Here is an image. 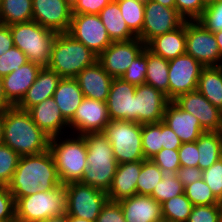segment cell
<instances>
[{
	"instance_id": "6da1fadb",
	"label": "cell",
	"mask_w": 222,
	"mask_h": 222,
	"mask_svg": "<svg viewBox=\"0 0 222 222\" xmlns=\"http://www.w3.org/2000/svg\"><path fill=\"white\" fill-rule=\"evenodd\" d=\"M62 185L50 150L20 156L11 182L7 185L14 198L51 191Z\"/></svg>"
},
{
	"instance_id": "7a4b0ae2",
	"label": "cell",
	"mask_w": 222,
	"mask_h": 222,
	"mask_svg": "<svg viewBox=\"0 0 222 222\" xmlns=\"http://www.w3.org/2000/svg\"><path fill=\"white\" fill-rule=\"evenodd\" d=\"M49 141L50 137L33 122L28 111L16 106L3 111V144L20 156L45 152Z\"/></svg>"
},
{
	"instance_id": "3957f363",
	"label": "cell",
	"mask_w": 222,
	"mask_h": 222,
	"mask_svg": "<svg viewBox=\"0 0 222 222\" xmlns=\"http://www.w3.org/2000/svg\"><path fill=\"white\" fill-rule=\"evenodd\" d=\"M87 169L80 183L108 192L117 168L112 146L103 132L84 134Z\"/></svg>"
},
{
	"instance_id": "277c9868",
	"label": "cell",
	"mask_w": 222,
	"mask_h": 222,
	"mask_svg": "<svg viewBox=\"0 0 222 222\" xmlns=\"http://www.w3.org/2000/svg\"><path fill=\"white\" fill-rule=\"evenodd\" d=\"M67 135L56 136L49 141V150L63 185L80 182L88 167L85 138L73 133Z\"/></svg>"
},
{
	"instance_id": "5b68a950",
	"label": "cell",
	"mask_w": 222,
	"mask_h": 222,
	"mask_svg": "<svg viewBox=\"0 0 222 222\" xmlns=\"http://www.w3.org/2000/svg\"><path fill=\"white\" fill-rule=\"evenodd\" d=\"M98 56L68 33H58L52 44L48 68L62 78H75L83 69L93 65Z\"/></svg>"
},
{
	"instance_id": "8992f818",
	"label": "cell",
	"mask_w": 222,
	"mask_h": 222,
	"mask_svg": "<svg viewBox=\"0 0 222 222\" xmlns=\"http://www.w3.org/2000/svg\"><path fill=\"white\" fill-rule=\"evenodd\" d=\"M14 46L19 48L28 61L47 67L57 32L45 28L35 21L9 25Z\"/></svg>"
},
{
	"instance_id": "52a82bcc",
	"label": "cell",
	"mask_w": 222,
	"mask_h": 222,
	"mask_svg": "<svg viewBox=\"0 0 222 222\" xmlns=\"http://www.w3.org/2000/svg\"><path fill=\"white\" fill-rule=\"evenodd\" d=\"M14 200L16 222H39L66 213L67 189L62 184L51 191L37 192Z\"/></svg>"
},
{
	"instance_id": "ba28073f",
	"label": "cell",
	"mask_w": 222,
	"mask_h": 222,
	"mask_svg": "<svg viewBox=\"0 0 222 222\" xmlns=\"http://www.w3.org/2000/svg\"><path fill=\"white\" fill-rule=\"evenodd\" d=\"M103 134L110 142L118 164L146 160L142 149V125L126 120H111Z\"/></svg>"
},
{
	"instance_id": "9c48e42d",
	"label": "cell",
	"mask_w": 222,
	"mask_h": 222,
	"mask_svg": "<svg viewBox=\"0 0 222 222\" xmlns=\"http://www.w3.org/2000/svg\"><path fill=\"white\" fill-rule=\"evenodd\" d=\"M65 186L67 215L96 222L103 206L109 200L107 192L80 182H71Z\"/></svg>"
},
{
	"instance_id": "30bf717a",
	"label": "cell",
	"mask_w": 222,
	"mask_h": 222,
	"mask_svg": "<svg viewBox=\"0 0 222 222\" xmlns=\"http://www.w3.org/2000/svg\"><path fill=\"white\" fill-rule=\"evenodd\" d=\"M186 53L204 67L221 66V55L214 33L197 20L186 21Z\"/></svg>"
},
{
	"instance_id": "8fae6325",
	"label": "cell",
	"mask_w": 222,
	"mask_h": 222,
	"mask_svg": "<svg viewBox=\"0 0 222 222\" xmlns=\"http://www.w3.org/2000/svg\"><path fill=\"white\" fill-rule=\"evenodd\" d=\"M68 34L97 56L113 42L98 14H72Z\"/></svg>"
},
{
	"instance_id": "7c38bea8",
	"label": "cell",
	"mask_w": 222,
	"mask_h": 222,
	"mask_svg": "<svg viewBox=\"0 0 222 222\" xmlns=\"http://www.w3.org/2000/svg\"><path fill=\"white\" fill-rule=\"evenodd\" d=\"M186 20L176 8H169L160 3L146 0L142 32L137 36L145 45L154 37L173 31Z\"/></svg>"
},
{
	"instance_id": "4fadbf2b",
	"label": "cell",
	"mask_w": 222,
	"mask_h": 222,
	"mask_svg": "<svg viewBox=\"0 0 222 222\" xmlns=\"http://www.w3.org/2000/svg\"><path fill=\"white\" fill-rule=\"evenodd\" d=\"M203 68L200 62L187 53L169 60V100L173 101L181 94L197 90Z\"/></svg>"
},
{
	"instance_id": "5bb4252c",
	"label": "cell",
	"mask_w": 222,
	"mask_h": 222,
	"mask_svg": "<svg viewBox=\"0 0 222 222\" xmlns=\"http://www.w3.org/2000/svg\"><path fill=\"white\" fill-rule=\"evenodd\" d=\"M146 45L137 37L127 41L112 42L97 61L112 78H120Z\"/></svg>"
},
{
	"instance_id": "9a60e30c",
	"label": "cell",
	"mask_w": 222,
	"mask_h": 222,
	"mask_svg": "<svg viewBox=\"0 0 222 222\" xmlns=\"http://www.w3.org/2000/svg\"><path fill=\"white\" fill-rule=\"evenodd\" d=\"M110 121L106 102L84 98L68 122L69 133L84 135L103 132Z\"/></svg>"
},
{
	"instance_id": "2e32d148",
	"label": "cell",
	"mask_w": 222,
	"mask_h": 222,
	"mask_svg": "<svg viewBox=\"0 0 222 222\" xmlns=\"http://www.w3.org/2000/svg\"><path fill=\"white\" fill-rule=\"evenodd\" d=\"M32 21L57 33H68L72 7L65 0H32Z\"/></svg>"
},
{
	"instance_id": "e0dca14e",
	"label": "cell",
	"mask_w": 222,
	"mask_h": 222,
	"mask_svg": "<svg viewBox=\"0 0 222 222\" xmlns=\"http://www.w3.org/2000/svg\"><path fill=\"white\" fill-rule=\"evenodd\" d=\"M169 102L166 94L153 86H136L135 122L143 125L163 121L164 111Z\"/></svg>"
},
{
	"instance_id": "ac0fdd59",
	"label": "cell",
	"mask_w": 222,
	"mask_h": 222,
	"mask_svg": "<svg viewBox=\"0 0 222 222\" xmlns=\"http://www.w3.org/2000/svg\"><path fill=\"white\" fill-rule=\"evenodd\" d=\"M181 109L193 114L204 131L222 132V111L214 107L198 90L173 100Z\"/></svg>"
},
{
	"instance_id": "d6986e66",
	"label": "cell",
	"mask_w": 222,
	"mask_h": 222,
	"mask_svg": "<svg viewBox=\"0 0 222 222\" xmlns=\"http://www.w3.org/2000/svg\"><path fill=\"white\" fill-rule=\"evenodd\" d=\"M135 92V85L113 78L106 101L110 120L135 122Z\"/></svg>"
},
{
	"instance_id": "ffe728a7",
	"label": "cell",
	"mask_w": 222,
	"mask_h": 222,
	"mask_svg": "<svg viewBox=\"0 0 222 222\" xmlns=\"http://www.w3.org/2000/svg\"><path fill=\"white\" fill-rule=\"evenodd\" d=\"M28 112L33 122L50 138L69 133V123L62 116L53 97L34 105Z\"/></svg>"
},
{
	"instance_id": "44dd1931",
	"label": "cell",
	"mask_w": 222,
	"mask_h": 222,
	"mask_svg": "<svg viewBox=\"0 0 222 222\" xmlns=\"http://www.w3.org/2000/svg\"><path fill=\"white\" fill-rule=\"evenodd\" d=\"M163 122L177 134L182 143L194 142L205 132L199 120L193 114L181 109L174 101L167 104Z\"/></svg>"
},
{
	"instance_id": "7402d4cb",
	"label": "cell",
	"mask_w": 222,
	"mask_h": 222,
	"mask_svg": "<svg viewBox=\"0 0 222 222\" xmlns=\"http://www.w3.org/2000/svg\"><path fill=\"white\" fill-rule=\"evenodd\" d=\"M75 79L85 98L107 101L113 78L98 61L83 69Z\"/></svg>"
},
{
	"instance_id": "603a6c76",
	"label": "cell",
	"mask_w": 222,
	"mask_h": 222,
	"mask_svg": "<svg viewBox=\"0 0 222 222\" xmlns=\"http://www.w3.org/2000/svg\"><path fill=\"white\" fill-rule=\"evenodd\" d=\"M119 203L126 222L163 221L161 204L151 196L136 194Z\"/></svg>"
},
{
	"instance_id": "cb8c5ba5",
	"label": "cell",
	"mask_w": 222,
	"mask_h": 222,
	"mask_svg": "<svg viewBox=\"0 0 222 222\" xmlns=\"http://www.w3.org/2000/svg\"><path fill=\"white\" fill-rule=\"evenodd\" d=\"M41 68L42 66L29 61L2 77L5 95L14 106L22 100L37 78Z\"/></svg>"
},
{
	"instance_id": "d4e9b609",
	"label": "cell",
	"mask_w": 222,
	"mask_h": 222,
	"mask_svg": "<svg viewBox=\"0 0 222 222\" xmlns=\"http://www.w3.org/2000/svg\"><path fill=\"white\" fill-rule=\"evenodd\" d=\"M61 79L62 77L54 70L42 67L34 83L16 107L28 111L34 105L53 97Z\"/></svg>"
},
{
	"instance_id": "484cf974",
	"label": "cell",
	"mask_w": 222,
	"mask_h": 222,
	"mask_svg": "<svg viewBox=\"0 0 222 222\" xmlns=\"http://www.w3.org/2000/svg\"><path fill=\"white\" fill-rule=\"evenodd\" d=\"M142 160L117 165L112 185L107 192L110 201L119 202L137 194L136 183Z\"/></svg>"
},
{
	"instance_id": "4316f807",
	"label": "cell",
	"mask_w": 222,
	"mask_h": 222,
	"mask_svg": "<svg viewBox=\"0 0 222 222\" xmlns=\"http://www.w3.org/2000/svg\"><path fill=\"white\" fill-rule=\"evenodd\" d=\"M186 21L173 31L151 39L146 48L153 54L171 60L186 53Z\"/></svg>"
},
{
	"instance_id": "83f0119b",
	"label": "cell",
	"mask_w": 222,
	"mask_h": 222,
	"mask_svg": "<svg viewBox=\"0 0 222 222\" xmlns=\"http://www.w3.org/2000/svg\"><path fill=\"white\" fill-rule=\"evenodd\" d=\"M53 98L62 116L69 122L85 97L75 78H62L53 94Z\"/></svg>"
},
{
	"instance_id": "f1b7e54d",
	"label": "cell",
	"mask_w": 222,
	"mask_h": 222,
	"mask_svg": "<svg viewBox=\"0 0 222 222\" xmlns=\"http://www.w3.org/2000/svg\"><path fill=\"white\" fill-rule=\"evenodd\" d=\"M98 16L113 42L127 41L137 38L124 21L119 5L115 0L107 4L100 11Z\"/></svg>"
},
{
	"instance_id": "f546056e",
	"label": "cell",
	"mask_w": 222,
	"mask_h": 222,
	"mask_svg": "<svg viewBox=\"0 0 222 222\" xmlns=\"http://www.w3.org/2000/svg\"><path fill=\"white\" fill-rule=\"evenodd\" d=\"M197 90L222 111V66H208L201 71Z\"/></svg>"
},
{
	"instance_id": "4dcf8cb0",
	"label": "cell",
	"mask_w": 222,
	"mask_h": 222,
	"mask_svg": "<svg viewBox=\"0 0 222 222\" xmlns=\"http://www.w3.org/2000/svg\"><path fill=\"white\" fill-rule=\"evenodd\" d=\"M198 167L203 171L222 158V132L205 131L196 140Z\"/></svg>"
},
{
	"instance_id": "1f68e13d",
	"label": "cell",
	"mask_w": 222,
	"mask_h": 222,
	"mask_svg": "<svg viewBox=\"0 0 222 222\" xmlns=\"http://www.w3.org/2000/svg\"><path fill=\"white\" fill-rule=\"evenodd\" d=\"M169 60L153 54L147 49V72L145 84L162 91L169 99Z\"/></svg>"
},
{
	"instance_id": "d6a6232c",
	"label": "cell",
	"mask_w": 222,
	"mask_h": 222,
	"mask_svg": "<svg viewBox=\"0 0 222 222\" xmlns=\"http://www.w3.org/2000/svg\"><path fill=\"white\" fill-rule=\"evenodd\" d=\"M32 0H2L0 3V23L12 25L32 21Z\"/></svg>"
},
{
	"instance_id": "836d02e7",
	"label": "cell",
	"mask_w": 222,
	"mask_h": 222,
	"mask_svg": "<svg viewBox=\"0 0 222 222\" xmlns=\"http://www.w3.org/2000/svg\"><path fill=\"white\" fill-rule=\"evenodd\" d=\"M193 206L185 193L172 197L161 204L163 221L187 222Z\"/></svg>"
},
{
	"instance_id": "e575fe53",
	"label": "cell",
	"mask_w": 222,
	"mask_h": 222,
	"mask_svg": "<svg viewBox=\"0 0 222 222\" xmlns=\"http://www.w3.org/2000/svg\"><path fill=\"white\" fill-rule=\"evenodd\" d=\"M164 175L165 173L151 159L142 160L141 171L136 183L137 194L150 196Z\"/></svg>"
},
{
	"instance_id": "d590c367",
	"label": "cell",
	"mask_w": 222,
	"mask_h": 222,
	"mask_svg": "<svg viewBox=\"0 0 222 222\" xmlns=\"http://www.w3.org/2000/svg\"><path fill=\"white\" fill-rule=\"evenodd\" d=\"M129 29L138 36L144 24L145 1L115 0Z\"/></svg>"
},
{
	"instance_id": "8d00e7d4",
	"label": "cell",
	"mask_w": 222,
	"mask_h": 222,
	"mask_svg": "<svg viewBox=\"0 0 222 222\" xmlns=\"http://www.w3.org/2000/svg\"><path fill=\"white\" fill-rule=\"evenodd\" d=\"M142 149L145 159H151L163 149L162 121L142 125Z\"/></svg>"
},
{
	"instance_id": "74e56055",
	"label": "cell",
	"mask_w": 222,
	"mask_h": 222,
	"mask_svg": "<svg viewBox=\"0 0 222 222\" xmlns=\"http://www.w3.org/2000/svg\"><path fill=\"white\" fill-rule=\"evenodd\" d=\"M184 193V186L175 173H165L150 195L159 204Z\"/></svg>"
},
{
	"instance_id": "f35d334b",
	"label": "cell",
	"mask_w": 222,
	"mask_h": 222,
	"mask_svg": "<svg viewBox=\"0 0 222 222\" xmlns=\"http://www.w3.org/2000/svg\"><path fill=\"white\" fill-rule=\"evenodd\" d=\"M184 193L194 206L222 204L202 178L187 185Z\"/></svg>"
},
{
	"instance_id": "ab89813d",
	"label": "cell",
	"mask_w": 222,
	"mask_h": 222,
	"mask_svg": "<svg viewBox=\"0 0 222 222\" xmlns=\"http://www.w3.org/2000/svg\"><path fill=\"white\" fill-rule=\"evenodd\" d=\"M20 155L5 144H0V186H7L17 168Z\"/></svg>"
},
{
	"instance_id": "60d3db41",
	"label": "cell",
	"mask_w": 222,
	"mask_h": 222,
	"mask_svg": "<svg viewBox=\"0 0 222 222\" xmlns=\"http://www.w3.org/2000/svg\"><path fill=\"white\" fill-rule=\"evenodd\" d=\"M197 21L208 31L216 33L222 30V0L207 3Z\"/></svg>"
},
{
	"instance_id": "b9f144b4",
	"label": "cell",
	"mask_w": 222,
	"mask_h": 222,
	"mask_svg": "<svg viewBox=\"0 0 222 222\" xmlns=\"http://www.w3.org/2000/svg\"><path fill=\"white\" fill-rule=\"evenodd\" d=\"M147 72V48L129 65L127 71L120 77L123 81L135 86L145 84Z\"/></svg>"
},
{
	"instance_id": "7bdbcfd3",
	"label": "cell",
	"mask_w": 222,
	"mask_h": 222,
	"mask_svg": "<svg viewBox=\"0 0 222 222\" xmlns=\"http://www.w3.org/2000/svg\"><path fill=\"white\" fill-rule=\"evenodd\" d=\"M27 62L29 61L26 55L19 48L13 46L0 56V77L8 75Z\"/></svg>"
},
{
	"instance_id": "ee69618b",
	"label": "cell",
	"mask_w": 222,
	"mask_h": 222,
	"mask_svg": "<svg viewBox=\"0 0 222 222\" xmlns=\"http://www.w3.org/2000/svg\"><path fill=\"white\" fill-rule=\"evenodd\" d=\"M222 204L193 206L187 222H220Z\"/></svg>"
},
{
	"instance_id": "f6af8a7d",
	"label": "cell",
	"mask_w": 222,
	"mask_h": 222,
	"mask_svg": "<svg viewBox=\"0 0 222 222\" xmlns=\"http://www.w3.org/2000/svg\"><path fill=\"white\" fill-rule=\"evenodd\" d=\"M151 160L164 172V173H177L181 167L179 161L178 149L163 148L155 154Z\"/></svg>"
},
{
	"instance_id": "bcb514c9",
	"label": "cell",
	"mask_w": 222,
	"mask_h": 222,
	"mask_svg": "<svg viewBox=\"0 0 222 222\" xmlns=\"http://www.w3.org/2000/svg\"><path fill=\"white\" fill-rule=\"evenodd\" d=\"M202 179L209 186L215 197L222 203V158L203 170Z\"/></svg>"
},
{
	"instance_id": "7dc6e473",
	"label": "cell",
	"mask_w": 222,
	"mask_h": 222,
	"mask_svg": "<svg viewBox=\"0 0 222 222\" xmlns=\"http://www.w3.org/2000/svg\"><path fill=\"white\" fill-rule=\"evenodd\" d=\"M206 6L204 0H175L176 10L186 21L197 20Z\"/></svg>"
},
{
	"instance_id": "c3c4849f",
	"label": "cell",
	"mask_w": 222,
	"mask_h": 222,
	"mask_svg": "<svg viewBox=\"0 0 222 222\" xmlns=\"http://www.w3.org/2000/svg\"><path fill=\"white\" fill-rule=\"evenodd\" d=\"M0 222H16L15 200L8 186H0Z\"/></svg>"
},
{
	"instance_id": "681fc988",
	"label": "cell",
	"mask_w": 222,
	"mask_h": 222,
	"mask_svg": "<svg viewBox=\"0 0 222 222\" xmlns=\"http://www.w3.org/2000/svg\"><path fill=\"white\" fill-rule=\"evenodd\" d=\"M96 222H126L120 203L108 200L98 215Z\"/></svg>"
},
{
	"instance_id": "f907efd6",
	"label": "cell",
	"mask_w": 222,
	"mask_h": 222,
	"mask_svg": "<svg viewBox=\"0 0 222 222\" xmlns=\"http://www.w3.org/2000/svg\"><path fill=\"white\" fill-rule=\"evenodd\" d=\"M198 147L196 141L182 143L178 149L179 161L181 166L198 167Z\"/></svg>"
},
{
	"instance_id": "816d5d0a",
	"label": "cell",
	"mask_w": 222,
	"mask_h": 222,
	"mask_svg": "<svg viewBox=\"0 0 222 222\" xmlns=\"http://www.w3.org/2000/svg\"><path fill=\"white\" fill-rule=\"evenodd\" d=\"M113 0H78L72 8V14H99Z\"/></svg>"
},
{
	"instance_id": "f5cc1de1",
	"label": "cell",
	"mask_w": 222,
	"mask_h": 222,
	"mask_svg": "<svg viewBox=\"0 0 222 222\" xmlns=\"http://www.w3.org/2000/svg\"><path fill=\"white\" fill-rule=\"evenodd\" d=\"M202 173L203 171L199 167L181 166L176 175L185 188L187 185L201 179Z\"/></svg>"
},
{
	"instance_id": "db71d44e",
	"label": "cell",
	"mask_w": 222,
	"mask_h": 222,
	"mask_svg": "<svg viewBox=\"0 0 222 222\" xmlns=\"http://www.w3.org/2000/svg\"><path fill=\"white\" fill-rule=\"evenodd\" d=\"M162 146L166 149H179L182 141L177 134L162 121Z\"/></svg>"
},
{
	"instance_id": "11a10c76",
	"label": "cell",
	"mask_w": 222,
	"mask_h": 222,
	"mask_svg": "<svg viewBox=\"0 0 222 222\" xmlns=\"http://www.w3.org/2000/svg\"><path fill=\"white\" fill-rule=\"evenodd\" d=\"M14 46L12 34L9 25L0 23V56L5 54Z\"/></svg>"
},
{
	"instance_id": "9f6ffc18",
	"label": "cell",
	"mask_w": 222,
	"mask_h": 222,
	"mask_svg": "<svg viewBox=\"0 0 222 222\" xmlns=\"http://www.w3.org/2000/svg\"><path fill=\"white\" fill-rule=\"evenodd\" d=\"M13 106L14 105L7 99L5 95L2 77H0V111H5L6 109L12 108Z\"/></svg>"
},
{
	"instance_id": "6f0895ef",
	"label": "cell",
	"mask_w": 222,
	"mask_h": 222,
	"mask_svg": "<svg viewBox=\"0 0 222 222\" xmlns=\"http://www.w3.org/2000/svg\"><path fill=\"white\" fill-rule=\"evenodd\" d=\"M39 222H69V215H67V213H64L62 215L49 217Z\"/></svg>"
},
{
	"instance_id": "680465c9",
	"label": "cell",
	"mask_w": 222,
	"mask_h": 222,
	"mask_svg": "<svg viewBox=\"0 0 222 222\" xmlns=\"http://www.w3.org/2000/svg\"><path fill=\"white\" fill-rule=\"evenodd\" d=\"M215 39L218 43V47L220 50V55H221V66H222V30L219 32L214 33Z\"/></svg>"
},
{
	"instance_id": "91938a15",
	"label": "cell",
	"mask_w": 222,
	"mask_h": 222,
	"mask_svg": "<svg viewBox=\"0 0 222 222\" xmlns=\"http://www.w3.org/2000/svg\"><path fill=\"white\" fill-rule=\"evenodd\" d=\"M169 8H175V0H151Z\"/></svg>"
},
{
	"instance_id": "94428289",
	"label": "cell",
	"mask_w": 222,
	"mask_h": 222,
	"mask_svg": "<svg viewBox=\"0 0 222 222\" xmlns=\"http://www.w3.org/2000/svg\"><path fill=\"white\" fill-rule=\"evenodd\" d=\"M3 143V111H0V144Z\"/></svg>"
},
{
	"instance_id": "6125c7cd",
	"label": "cell",
	"mask_w": 222,
	"mask_h": 222,
	"mask_svg": "<svg viewBox=\"0 0 222 222\" xmlns=\"http://www.w3.org/2000/svg\"><path fill=\"white\" fill-rule=\"evenodd\" d=\"M69 222H92L83 218L69 216Z\"/></svg>"
},
{
	"instance_id": "be15d7a7",
	"label": "cell",
	"mask_w": 222,
	"mask_h": 222,
	"mask_svg": "<svg viewBox=\"0 0 222 222\" xmlns=\"http://www.w3.org/2000/svg\"><path fill=\"white\" fill-rule=\"evenodd\" d=\"M72 8L78 2V0H65Z\"/></svg>"
},
{
	"instance_id": "e7e4bbea",
	"label": "cell",
	"mask_w": 222,
	"mask_h": 222,
	"mask_svg": "<svg viewBox=\"0 0 222 222\" xmlns=\"http://www.w3.org/2000/svg\"><path fill=\"white\" fill-rule=\"evenodd\" d=\"M206 3H209V2H211V1H214V0H204Z\"/></svg>"
}]
</instances>
